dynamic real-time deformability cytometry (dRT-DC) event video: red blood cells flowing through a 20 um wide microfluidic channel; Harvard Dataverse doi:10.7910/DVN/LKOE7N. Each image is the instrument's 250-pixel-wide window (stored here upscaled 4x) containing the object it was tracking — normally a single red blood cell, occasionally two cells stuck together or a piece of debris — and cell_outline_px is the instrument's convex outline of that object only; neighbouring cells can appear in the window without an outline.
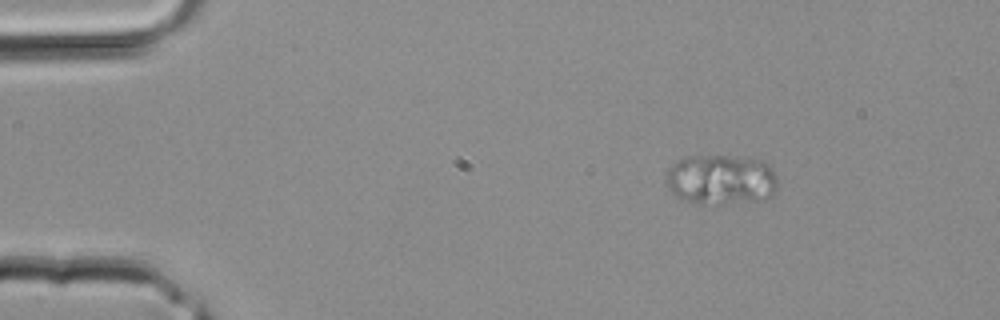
{"species": "common noctule bat (a hibernating species)", "species_latin": "Nyctalus noctula", "temperature_condition": "room temperature", "stored_images_in_passage": 2, "camera_frame_rate_fps": 3000, "um_per_image_px": 0.085, "animal": {"sex": "male", "body_mass_g": 20.4}, "frame": {"image": 1, "passage_image": 1, "time_ms": 0.0, "image_size_px": [1000, 320], "cell_outline_px": [[776, 188], [772, 196], [764, 200], [724, 204], [696, 204], [676, 196], [672, 192], [664, 180], [664, 172], [668, 168], [680, 160], [688, 156], [732, 156], [764, 160], [772, 168], [776, 176]], "centroid_in_image_um": [61.28, 15.28], "position_along_channel_um": 23.7, "area_um2": 33.06}}